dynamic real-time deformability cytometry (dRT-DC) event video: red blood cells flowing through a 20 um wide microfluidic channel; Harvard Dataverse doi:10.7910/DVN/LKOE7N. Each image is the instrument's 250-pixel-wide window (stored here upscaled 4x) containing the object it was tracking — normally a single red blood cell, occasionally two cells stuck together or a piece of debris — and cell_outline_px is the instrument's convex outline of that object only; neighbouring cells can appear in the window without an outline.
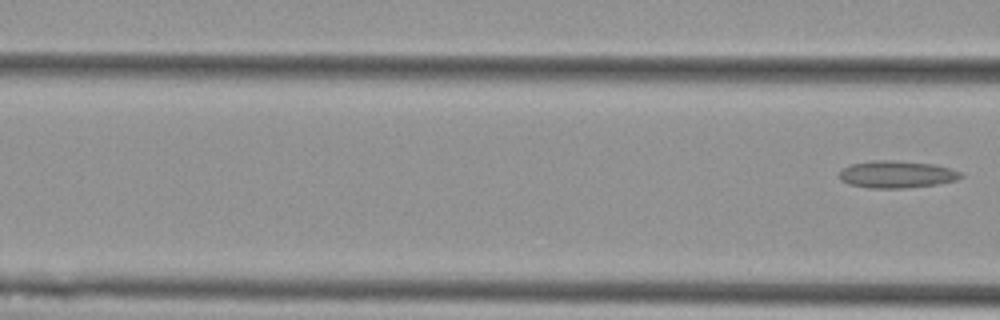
{"species": "Egyptian fruit bat (a non-hibernating species)", "species_latin": "Rousettus aegyptiacus", "temperature_condition": "cold", "stored_images_in_passage": 9, "segment_of_instrument_passage": [2, 2], "camera_frame_rate_fps": 3000, "um_per_image_px": 0.085, "animal": {"sex": "female"}, "frame": {"image": 1, "passage_image": 9, "time_ms": 2.667, "image_size_px": [1000, 320], "cell_outline_px": [[964, 176], [956, 180], [936, 184], [908, 188], [868, 188], [848, 184], [840, 180], [840, 172], [848, 164], [872, 160], [888, 160], [932, 164], [952, 168], [960, 172]], "centroid_in_image_um": [76.2, 14.82], "position_along_channel_um": 90.4, "area_um2": 19.31}}